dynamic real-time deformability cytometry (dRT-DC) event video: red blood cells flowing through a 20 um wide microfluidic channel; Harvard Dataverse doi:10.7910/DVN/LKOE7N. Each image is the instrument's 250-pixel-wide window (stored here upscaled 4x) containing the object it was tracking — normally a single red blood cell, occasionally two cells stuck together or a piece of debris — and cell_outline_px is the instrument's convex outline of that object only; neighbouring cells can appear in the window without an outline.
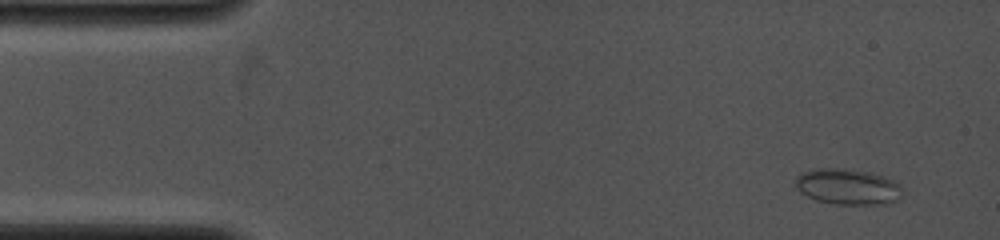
{"species": "common noctule bat (a hibernating species)", "species_latin": "Nyctalus noctula", "temperature_condition": "cold", "stored_images_in_passage": 13, "camera_frame_rate_fps": 4000, "um_per_image_px": 0.085, "animal": {"sex": "female", "body_mass_g": 19.0, "forearm_length_mm": 53.3}, "frame": {"image": 1, "passage_image": 2, "time_ms": 0.5, "image_size_px": [1000, 240], "cell_outline_px": [[900, 200], [888, 204], [836, 204], [816, 200], [800, 192], [796, 188], [796, 176], [800, 172], [816, 168], [840, 168], [868, 172], [892, 180], [900, 184]], "centroid_in_image_um": [72.02, 15.87], "position_along_channel_um": 13.0, "area_um2": 22.25}}
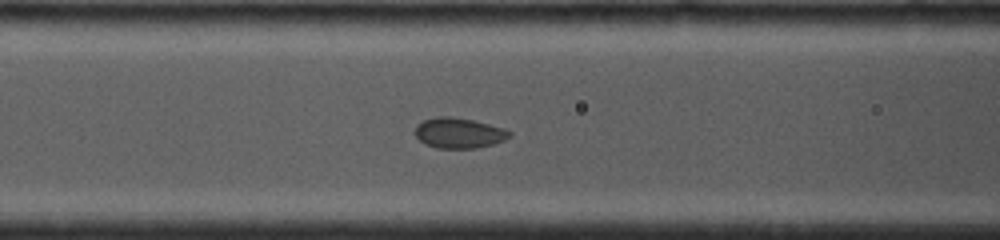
{"frame": {"image": 2, "passage_image": 10, "time_ms": 5.5, "image_size_px": [1000, 240], "cell_outline_px": [[512, 136], [504, 140], [492, 144], [476, 148], [436, 148], [420, 140], [416, 136], [416, 124], [424, 120], [436, 116], [452, 116], [472, 120], [504, 128], [512, 132]], "centroid_in_image_um": [39.02, 11.29], "position_along_channel_um": 127.6, "area_um2": 16.65}}
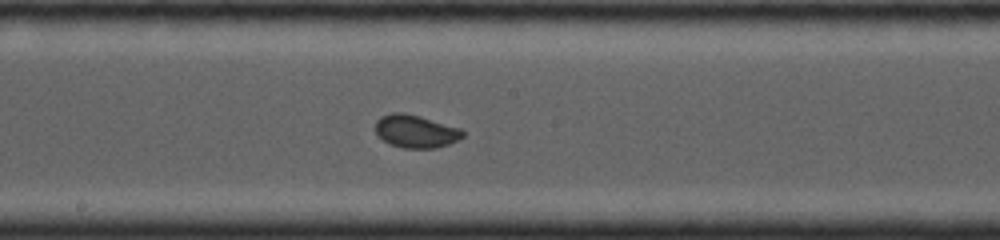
{"frame": {"image": 3, "passage_image": 13, "time_ms": 7.5, "image_size_px": [1000, 240], "cell_outline_px": [[464, 136], [460, 140], [436, 148], [404, 148], [388, 144], [376, 132], [376, 120], [380, 116], [392, 112], [404, 112], [420, 116], [460, 128], [464, 132]], "centroid_in_image_um": [35.34, 11.16], "position_along_channel_um": 212.9, "area_um2": 16.82}}